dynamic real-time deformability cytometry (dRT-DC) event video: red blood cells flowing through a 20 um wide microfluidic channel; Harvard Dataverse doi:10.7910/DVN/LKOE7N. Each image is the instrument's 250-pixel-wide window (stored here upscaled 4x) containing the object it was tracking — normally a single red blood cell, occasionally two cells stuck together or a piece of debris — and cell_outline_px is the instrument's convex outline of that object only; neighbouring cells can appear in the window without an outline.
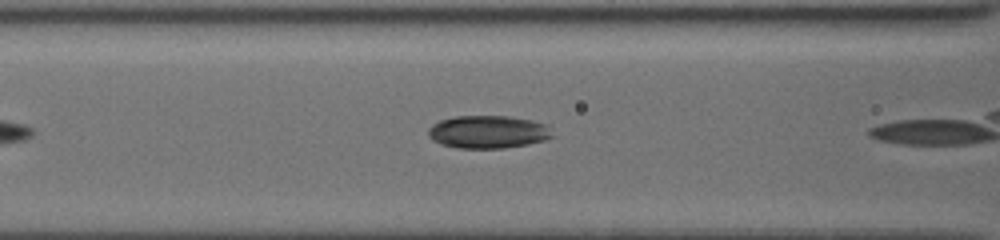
{"species": "common noctule bat (a hibernating species)", "species_latin": "Nyctalus noctula", "temperature_condition": "cold", "stored_images_in_passage": 26, "camera_frame_rate_fps": 3000, "um_per_image_px": 0.085, "animal": {"sex": "female", "body_mass_g": 19.5, "forearm_length_mm": 54.1}, "frame": {"image": 1, "passage_image": 5, "time_ms": 1.333, "image_size_px": [1000, 240], "cell_outline_px": [[552, 136], [544, 140], [528, 144], [504, 148], [456, 148], [440, 144], [432, 140], [428, 136], [428, 128], [432, 124], [440, 120], [456, 116], [508, 116], [532, 120], [548, 124]], "centroid_in_image_um": [41.45, 11.21], "position_along_channel_um": 125.1, "area_um2": 23.87}}
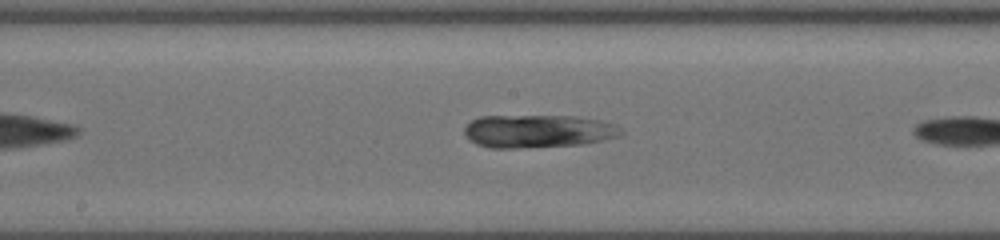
{"frame": {"image": 2, "passage_image": 11, "time_ms": 3.333, "image_size_px": [1000, 240], "cell_outline_px": [[624, 132], [620, 136], [604, 140], [584, 144], [520, 148], [492, 148], [476, 144], [468, 140], [464, 132], [464, 128], [472, 120], [480, 116], [576, 116], [600, 120], [616, 124]], "centroid_in_image_um": [45.75, 11.15], "position_along_channel_um": 202.5, "area_um2": 30.4}}
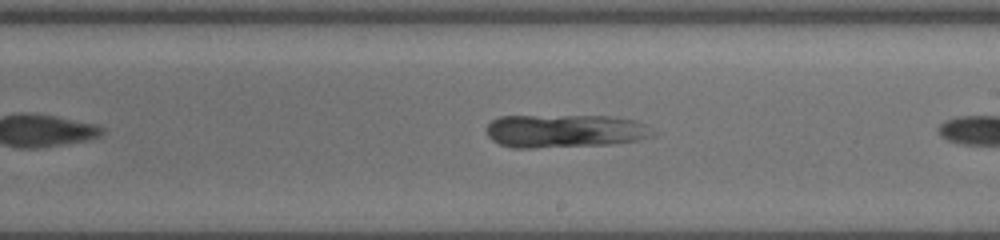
{"frame": {"image": 3, "passage_image": 14, "time_ms": 4.333, "image_size_px": [1000, 240], "cell_outline_px": [[652, 136], [640, 140], [616, 144], [532, 148], [512, 148], [500, 144], [492, 140], [488, 136], [484, 128], [492, 120], [500, 116], [608, 116], [636, 120], [644, 124]], "centroid_in_image_um": [47.94, 11.14], "position_along_channel_um": 241.1, "area_um2": 32.31}}